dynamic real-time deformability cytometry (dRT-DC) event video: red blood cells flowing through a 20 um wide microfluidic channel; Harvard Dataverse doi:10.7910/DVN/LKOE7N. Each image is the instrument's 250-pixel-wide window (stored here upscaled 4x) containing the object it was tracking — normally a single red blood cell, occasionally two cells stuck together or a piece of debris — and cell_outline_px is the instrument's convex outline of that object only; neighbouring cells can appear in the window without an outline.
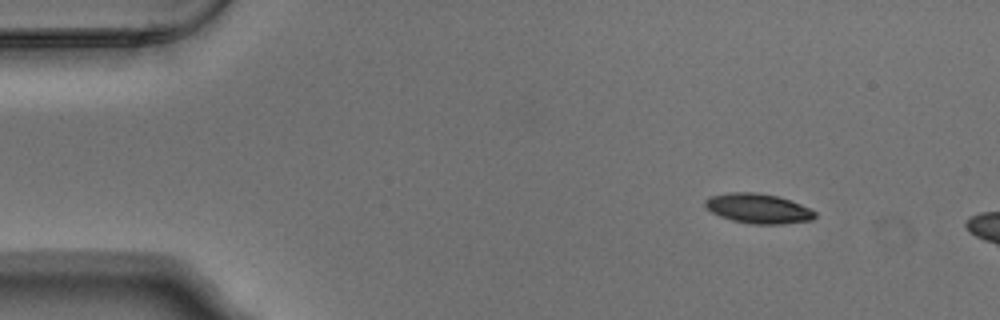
{"species": "Egyptian fruit bat (a non-hibernating species)", "species_latin": "Rousettus aegyptiacus", "temperature_condition": "warm", "stored_images_in_passage": 3, "camera_frame_rate_fps": 3000, "um_per_image_px": 0.085, "animal": {"sex": "male"}, "frame": {"image": 1, "passage_image": 1, "time_ms": 0.0, "image_size_px": [1000, 320], "cell_outline_px": [[816, 216], [812, 220], [784, 224], [752, 224], [732, 220], [720, 216], [704, 208], [704, 200], [708, 196], [728, 192], [756, 192], [776, 196], [800, 204], [816, 212]], "centroid_in_image_um": [64.39, 17.72], "position_along_channel_um": 20.6, "area_um2": 19.13}}